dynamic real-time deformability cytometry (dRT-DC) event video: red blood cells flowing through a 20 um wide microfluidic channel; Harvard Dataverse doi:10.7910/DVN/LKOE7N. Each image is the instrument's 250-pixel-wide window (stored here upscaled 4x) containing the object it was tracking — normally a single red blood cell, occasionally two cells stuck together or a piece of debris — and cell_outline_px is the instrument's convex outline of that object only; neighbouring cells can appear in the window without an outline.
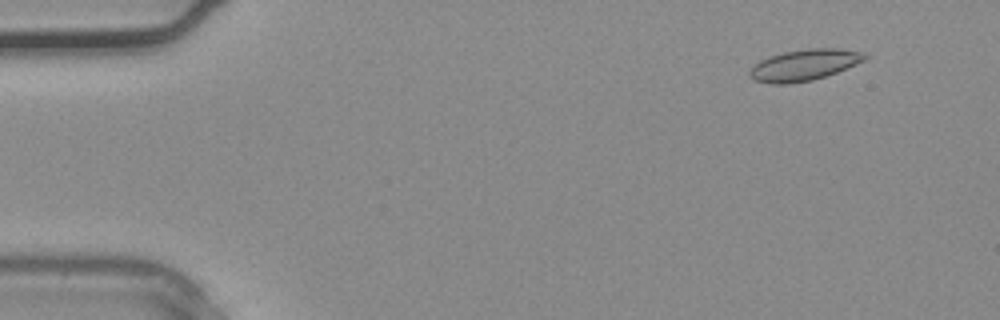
{"species": "common noctule bat (a hibernating species)", "species_latin": "Nyctalus noctula", "temperature_condition": "warm", "stored_images_in_passage": 37, "camera_frame_rate_fps": 3000, "um_per_image_px": 0.085, "animal": {"sex": "male", "body_mass_g": 20.4}, "frame": {"image": 1, "passage_image": 4, "time_ms": 1.0, "image_size_px": [1000, 320], "cell_outline_px": [[868, 56], [864, 60], [856, 64], [836, 72], [812, 80], [784, 84], [772, 84], [756, 80], [748, 72], [760, 60], [784, 52], [808, 48], [840, 48], [864, 52]], "centroid_in_image_um": [68.4, 5.51], "position_along_channel_um": 16.6, "area_um2": 20.58}}
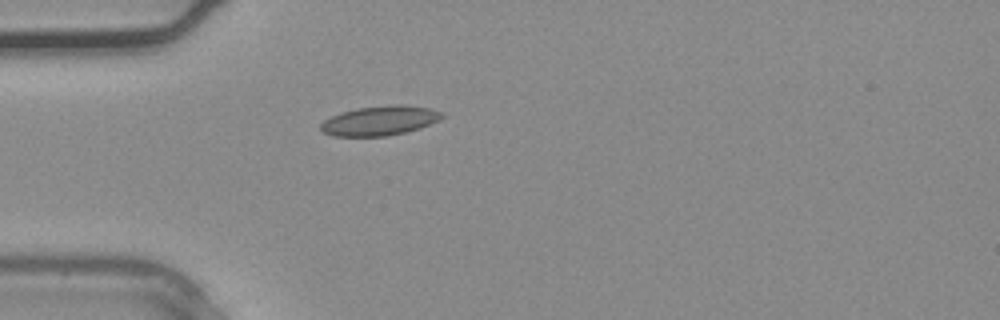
{"frame": {"image": 2, "passage_image": 11, "time_ms": 3.333, "image_size_px": [1000, 320], "cell_outline_px": [[444, 116], [440, 120], [420, 128], [388, 136], [332, 136], [324, 132], [320, 128], [320, 124], [324, 120], [340, 112], [356, 108], [392, 104], [400, 104], [428, 108], [444, 112]], "centroid_in_image_um": [32.29, 10.25], "position_along_channel_um": 52.7, "area_um2": 20.98}}
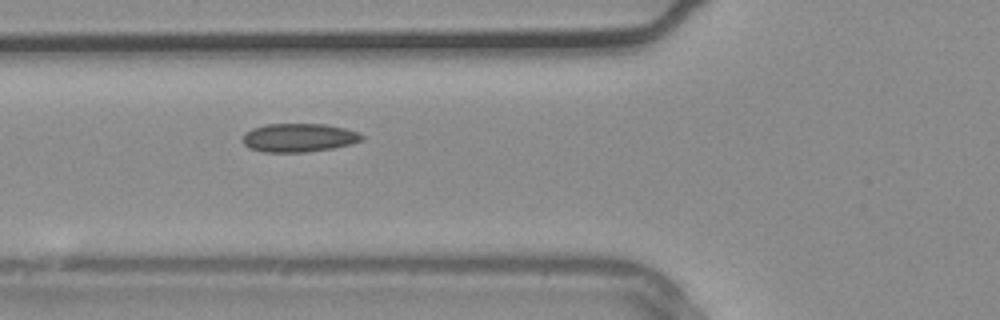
{"frame": {"image": 3, "passage_image": 14, "time_ms": 4.333, "image_size_px": [1000, 320], "cell_outline_px": [[364, 140], [332, 148], [304, 152], [264, 152], [248, 148], [244, 144], [244, 136], [252, 128], [268, 124], [324, 124], [344, 128], [360, 132], [364, 136]], "centroid_in_image_um": [25.43, 11.7], "position_along_channel_um": 100.4, "area_um2": 19.65}}